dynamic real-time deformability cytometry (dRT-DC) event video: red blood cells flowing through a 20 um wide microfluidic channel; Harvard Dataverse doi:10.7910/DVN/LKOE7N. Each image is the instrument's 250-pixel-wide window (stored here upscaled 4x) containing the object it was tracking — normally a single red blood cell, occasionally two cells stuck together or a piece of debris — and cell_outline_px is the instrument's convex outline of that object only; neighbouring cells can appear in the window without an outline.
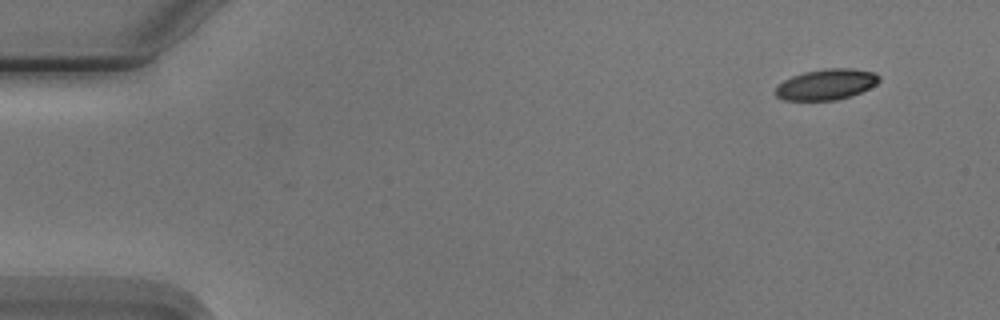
{"species": "Egyptian fruit bat (a non-hibernating species)", "species_latin": "Rousettus aegyptiacus", "temperature_condition": "cold", "stored_images_in_passage": 10, "camera_frame_rate_fps": 3000, "um_per_image_px": 0.085, "animal": {"sex": "male"}, "frame": {"image": 1, "passage_image": 1, "time_ms": 0.0, "image_size_px": [1000, 320], "cell_outline_px": [[880, 80], [876, 84], [852, 96], [836, 100], [784, 100], [776, 96], [772, 92], [776, 84], [792, 76], [804, 72], [828, 68], [848, 68], [872, 72], [880, 76]], "centroid_in_image_um": [70.17, 7.18], "position_along_channel_um": 14.8, "area_um2": 18.67}}
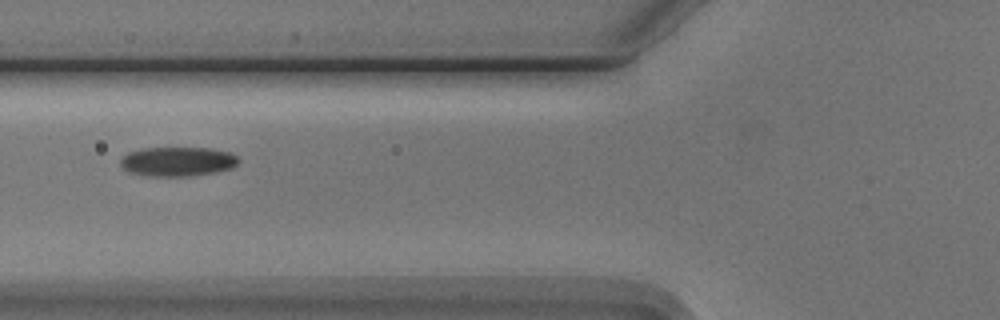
{"frame": {"image": 2, "passage_image": 6, "time_ms": 5.667, "image_size_px": [1000, 320], "cell_outline_px": [[240, 160], [232, 168], [212, 172], [180, 176], [156, 176], [132, 172], [124, 168], [120, 164], [120, 160], [128, 152], [144, 148], [212, 148], [228, 152], [236, 156]], "centroid_in_image_um": [15.1, 13.71], "position_along_channel_um": 110.7, "area_um2": 19.71}}
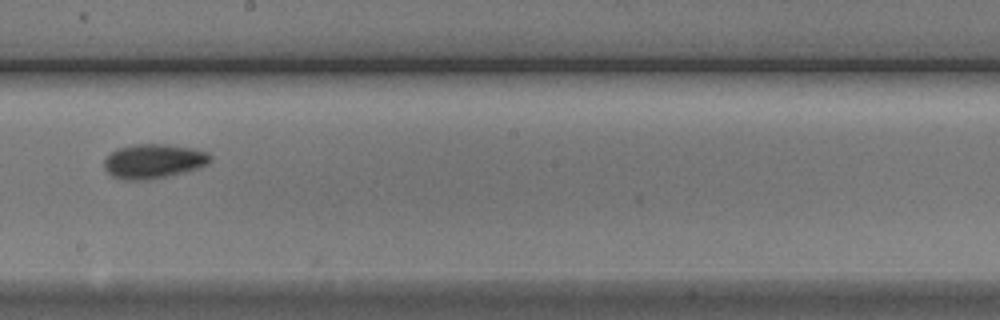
{"frame": {"image": 3, "passage_image": 9, "time_ms": 9.0, "image_size_px": [1000, 320], "cell_outline_px": [[212, 160], [208, 164], [200, 168], [164, 176], [136, 180], [124, 180], [112, 176], [104, 168], [104, 160], [116, 148], [136, 144], [168, 144], [192, 148], [208, 152], [212, 156]], "centroid_in_image_um": [13.07, 13.68], "position_along_channel_um": 235.1, "area_um2": 21.15}}